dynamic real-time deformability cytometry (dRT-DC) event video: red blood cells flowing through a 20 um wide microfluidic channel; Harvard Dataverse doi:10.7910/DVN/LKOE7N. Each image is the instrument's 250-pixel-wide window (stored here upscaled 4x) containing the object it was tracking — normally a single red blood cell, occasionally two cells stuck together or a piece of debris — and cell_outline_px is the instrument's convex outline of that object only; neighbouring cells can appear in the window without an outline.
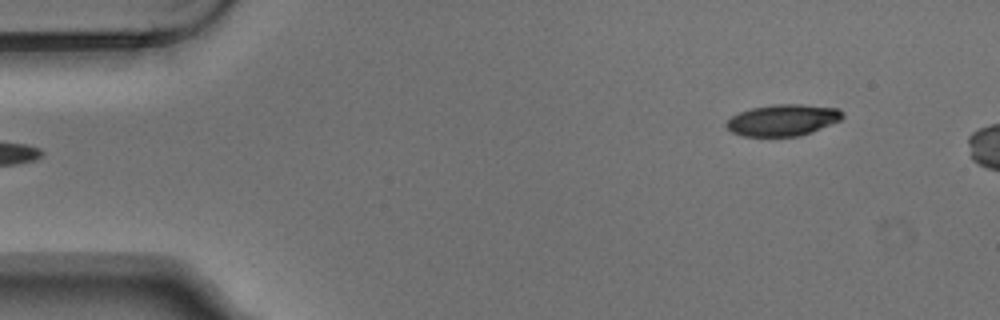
{"species": "Egyptian fruit bat (a non-hibernating species)", "species_latin": "Rousettus aegyptiacus", "temperature_condition": "warm", "stored_images_in_passage": 4, "segment_of_instrument_passage": [2, 2], "camera_frame_rate_fps": 3000, "um_per_image_px": 0.085, "animal": {"sex": "male"}, "frame": {"image": 1, "passage_image": 4, "time_ms": 1.0, "image_size_px": [1000, 320], "cell_outline_px": [[844, 116], [840, 120], [812, 132], [796, 136], [744, 136], [732, 132], [724, 124], [732, 116], [740, 112], [752, 108], [772, 104], [800, 104], [836, 108], [844, 112]], "centroid_in_image_um": [66.54, 10.2], "position_along_channel_um": 18.5, "area_um2": 21.15}}